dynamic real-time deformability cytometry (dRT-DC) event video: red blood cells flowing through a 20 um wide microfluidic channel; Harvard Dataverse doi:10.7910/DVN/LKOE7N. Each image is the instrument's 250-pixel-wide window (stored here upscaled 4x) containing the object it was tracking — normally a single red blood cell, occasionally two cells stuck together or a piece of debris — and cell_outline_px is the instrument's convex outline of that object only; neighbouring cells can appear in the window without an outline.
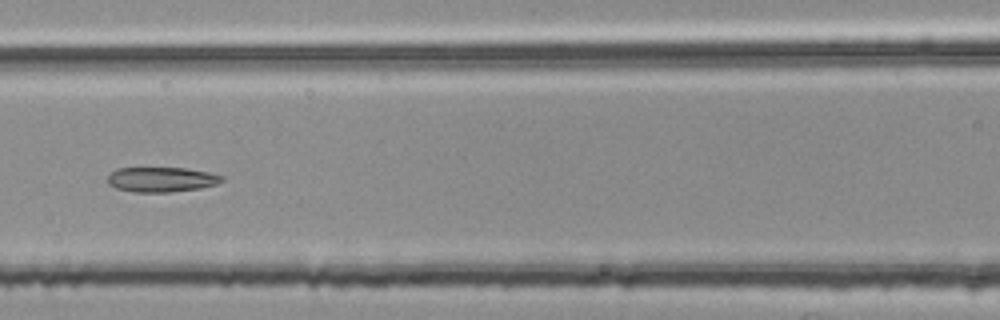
{"species": "common noctule bat (a hibernating species)", "species_latin": "Nyctalus noctula", "temperature_condition": "room temperature", "stored_images_in_passage": 53, "segment_of_instrument_passage": [2, 2], "camera_frame_rate_fps": 3000, "um_per_image_px": 0.085, "animal": {"sex": "female", "body_mass_g": 25.1}, "frame": {"image": 1, "passage_image": 24, "time_ms": 7.667, "image_size_px": [1000, 320], "cell_outline_px": [[224, 180], [216, 184], [200, 188], [168, 192], [132, 192], [116, 188], [108, 184], [108, 176], [116, 168], [188, 168], [208, 172], [224, 176]], "centroid_in_image_um": [13.72, 15.25], "position_along_channel_um": 152.9, "area_um2": 16.59}}
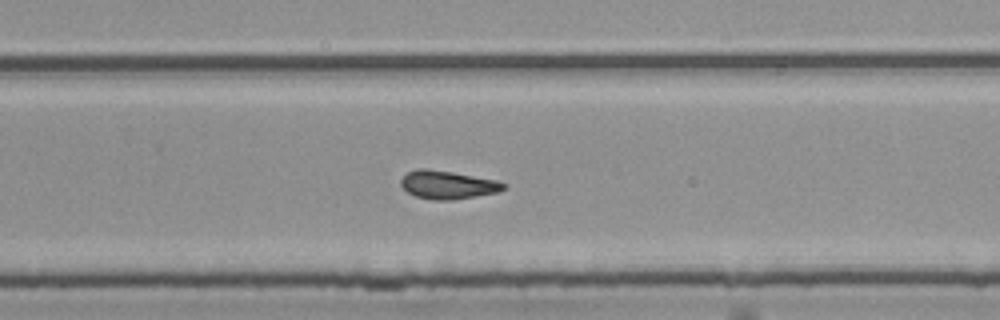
{"frame": {"image": 2, "passage_image": 35, "time_ms": 11.333, "image_size_px": [1000, 320], "cell_outline_px": [[504, 188], [500, 192], [452, 200], [432, 200], [416, 196], [408, 192], [400, 184], [400, 180], [408, 172], [416, 168], [424, 168], [452, 172], [496, 180], [504, 184]], "centroid_in_image_um": [38.03, 15.71], "position_along_channel_um": 291.8, "area_um2": 16.76}}
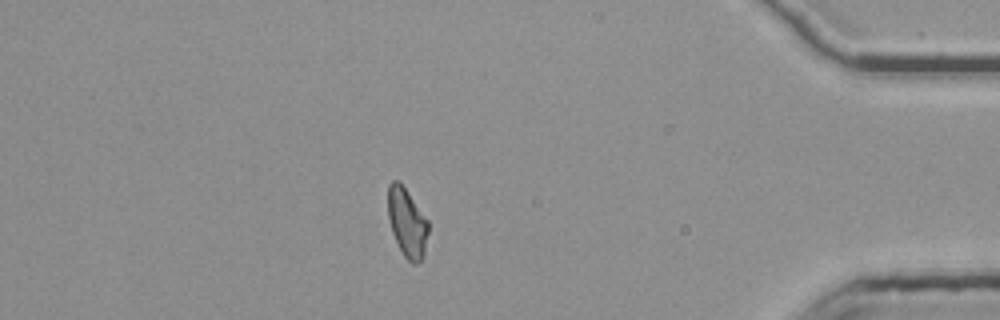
{"frame": {"image": 3, "passage_image": 47, "time_ms": 15.333, "image_size_px": [1000, 320], "cell_outline_px": [[428, 232], [424, 256], [416, 264], [412, 264], [404, 256], [392, 232], [388, 216], [388, 184], [392, 180], [396, 180], [404, 188], [428, 220]], "centroid_in_image_um": [34.6, 18.95], "position_along_channel_um": 400.6, "area_um2": 15.9}}